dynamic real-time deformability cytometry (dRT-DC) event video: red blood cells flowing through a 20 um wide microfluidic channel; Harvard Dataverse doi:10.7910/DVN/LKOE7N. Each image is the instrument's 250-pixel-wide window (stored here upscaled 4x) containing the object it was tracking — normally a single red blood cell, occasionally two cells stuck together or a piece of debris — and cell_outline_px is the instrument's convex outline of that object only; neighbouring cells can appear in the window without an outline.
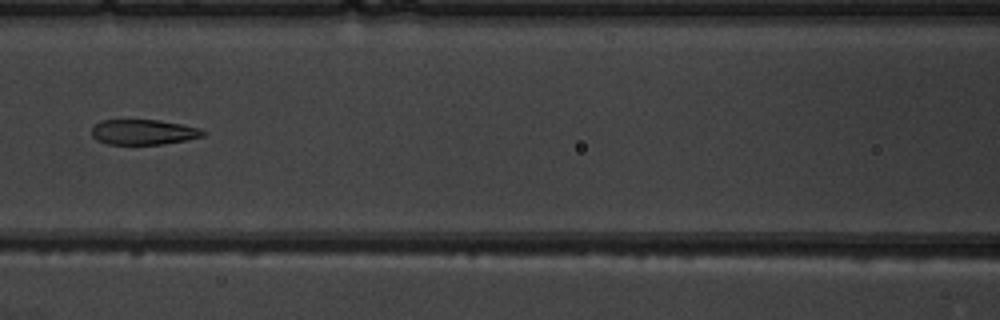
{"species": "common noctule bat (a hibernating species)", "species_latin": "Nyctalus noctula", "temperature_condition": "warm", "stored_images_in_passage": 5, "camera_frame_rate_fps": 3000, "um_per_image_px": 0.085, "animal": {"sex": "male", "body_mass_g": 19.5, "forearm_length_mm": 54.6}, "frame": {"image": 1, "passage_image": 5, "time_ms": 4.333, "image_size_px": [1000, 320], "cell_outline_px": [[208, 132], [204, 136], [188, 140], [164, 144], [108, 144], [96, 140], [92, 136], [92, 128], [100, 120], [160, 120], [200, 128]], "centroid_in_image_um": [12.23, 11.23], "position_along_channel_um": 154.4, "area_um2": 16.47}}